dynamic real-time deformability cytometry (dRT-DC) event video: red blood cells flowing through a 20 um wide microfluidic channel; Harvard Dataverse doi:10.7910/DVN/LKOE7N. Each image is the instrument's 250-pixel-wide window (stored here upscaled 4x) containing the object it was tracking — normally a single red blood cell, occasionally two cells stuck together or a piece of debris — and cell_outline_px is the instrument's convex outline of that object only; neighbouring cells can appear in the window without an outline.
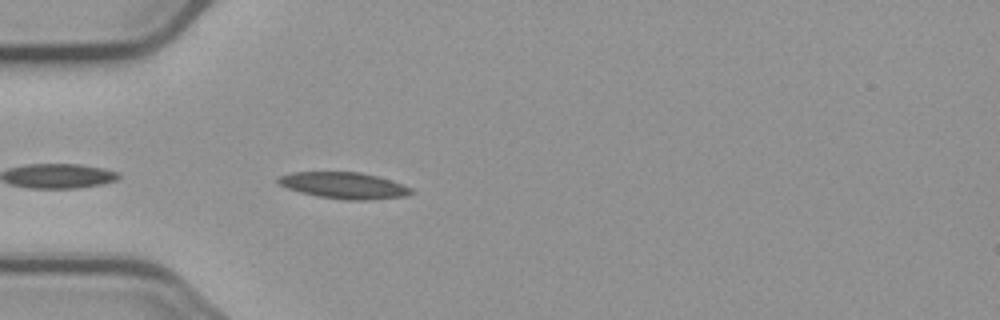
{"species": "common noctule bat (a hibernating species)", "species_latin": "Nyctalus noctula", "temperature_condition": "cold", "stored_images_in_passage": 5, "camera_frame_rate_fps": 3000, "um_per_image_px": 0.085, "animal": {"sex": "male", "body_mass_g": 23.1, "forearm_length_mm": 52.7}, "frame": {"image": 1, "passage_image": 5, "time_ms": 4.667, "image_size_px": [1000, 320], "cell_outline_px": [[416, 192], [404, 196], [368, 200], [344, 200], [316, 196], [300, 192], [288, 188], [280, 184], [276, 180], [280, 176], [292, 172], [360, 172], [376, 176], [412, 188]], "centroid_in_image_um": [29.23, 15.77], "position_along_channel_um": 55.8, "area_um2": 20.29}}